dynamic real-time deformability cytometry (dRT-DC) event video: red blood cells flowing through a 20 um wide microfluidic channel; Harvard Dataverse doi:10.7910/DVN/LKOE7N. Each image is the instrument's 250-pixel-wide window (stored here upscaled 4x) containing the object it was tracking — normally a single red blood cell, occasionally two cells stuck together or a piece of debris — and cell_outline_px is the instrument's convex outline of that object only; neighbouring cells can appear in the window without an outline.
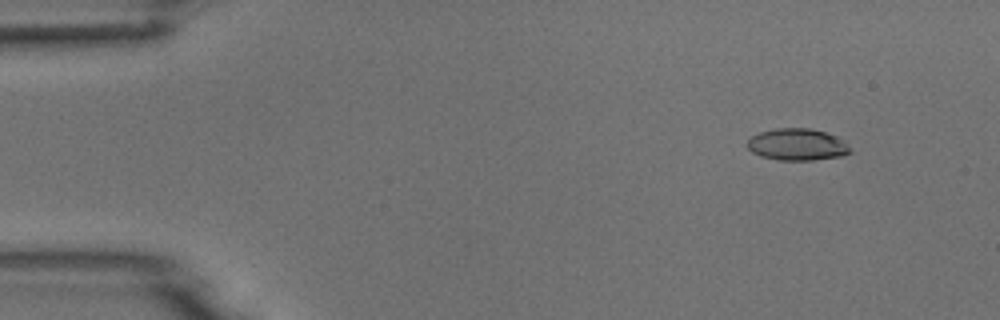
{"species": "common noctule bat (a hibernating species)", "species_latin": "Nyctalus noctula", "temperature_condition": "room temperature", "stored_images_in_passage": 4, "camera_frame_rate_fps": 3000, "um_per_image_px": 0.085, "animal": {"sex": "male", "body_mass_g": 18.8}, "frame": {"image": 1, "passage_image": 2, "time_ms": 0.333, "image_size_px": [1000, 320], "cell_outline_px": [[852, 152], [840, 156], [812, 160], [780, 160], [760, 156], [752, 152], [744, 144], [752, 136], [760, 132], [776, 128], [812, 128], [836, 136], [844, 140]], "centroid_in_image_um": [67.74, 12.28], "position_along_channel_um": 17.3, "area_um2": 19.13}}
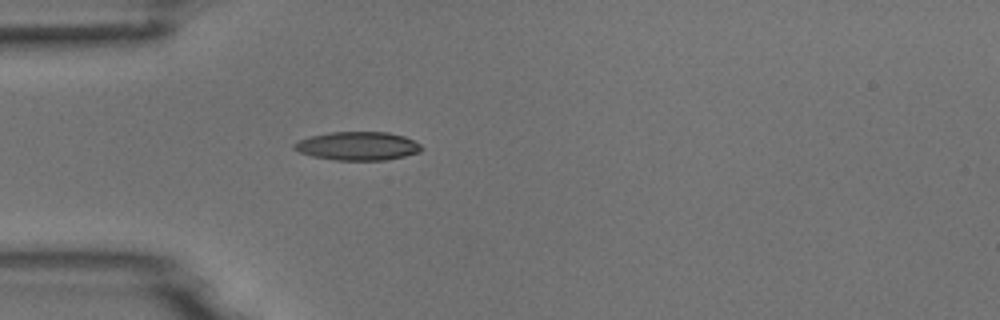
{"frame": {"image": 2, "passage_image": 4, "time_ms": 1.0, "image_size_px": [1000, 320], "cell_outline_px": [[424, 148], [420, 152], [404, 156], [384, 160], [336, 160], [312, 156], [300, 152], [292, 148], [292, 144], [300, 140], [312, 136], [328, 132], [388, 132], [404, 136], [420, 144]], "centroid_in_image_um": [30.41, 12.41], "position_along_channel_um": 54.6, "area_um2": 21.1}}